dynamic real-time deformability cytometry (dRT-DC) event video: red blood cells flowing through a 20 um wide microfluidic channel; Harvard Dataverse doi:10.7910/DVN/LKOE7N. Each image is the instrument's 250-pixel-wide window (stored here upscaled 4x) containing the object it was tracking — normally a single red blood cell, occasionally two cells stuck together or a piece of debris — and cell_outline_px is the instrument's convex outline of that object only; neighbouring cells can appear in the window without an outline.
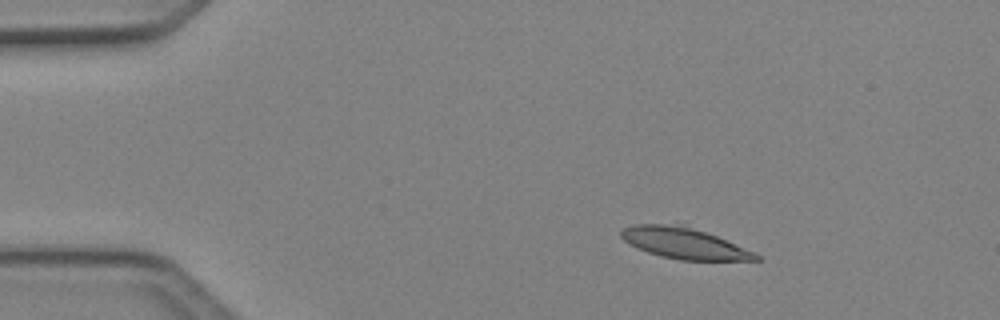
{"species": "Egyptian fruit bat (a non-hibernating species)", "species_latin": "Rousettus aegyptiacus", "temperature_condition": "cold", "stored_images_in_passage": 42, "camera_frame_rate_fps": 3000, "um_per_image_px": 0.085, "animal": {"sex": "female"}, "frame": {"image": 1, "passage_image": 1, "time_ms": 0.0, "image_size_px": [1000, 320], "cell_outline_px": [[760, 260], [680, 260], [660, 256], [648, 252], [624, 240], [620, 236], [620, 232], [624, 228], [632, 224], [676, 220], [756, 252], [760, 256]], "centroid_in_image_um": [58.12, 20.61], "position_along_channel_um": 26.9, "area_um2": 25.09}}
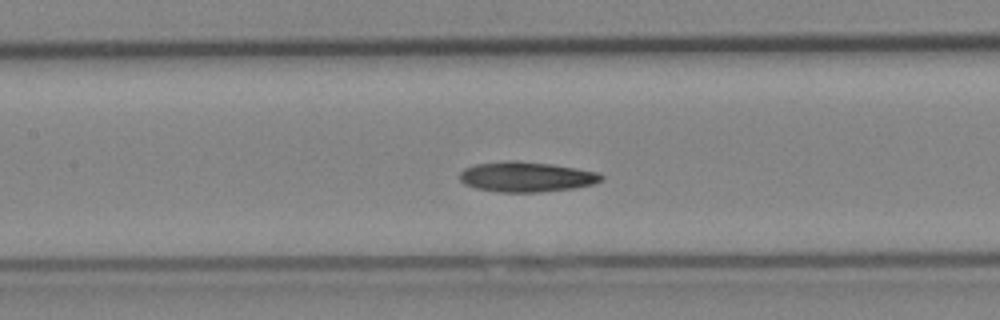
{"frame": {"image": 2, "passage_image": 16, "time_ms": 5.0, "image_size_px": [1000, 320], "cell_outline_px": [[604, 180], [592, 184], [572, 188], [540, 192], [496, 192], [476, 188], [464, 184], [460, 180], [460, 172], [464, 168], [476, 164], [512, 160], [516, 160], [552, 164], [600, 172], [604, 176]], "centroid_in_image_um": [44.75, 15.03], "position_along_channel_um": 162.7, "area_um2": 24.97}}
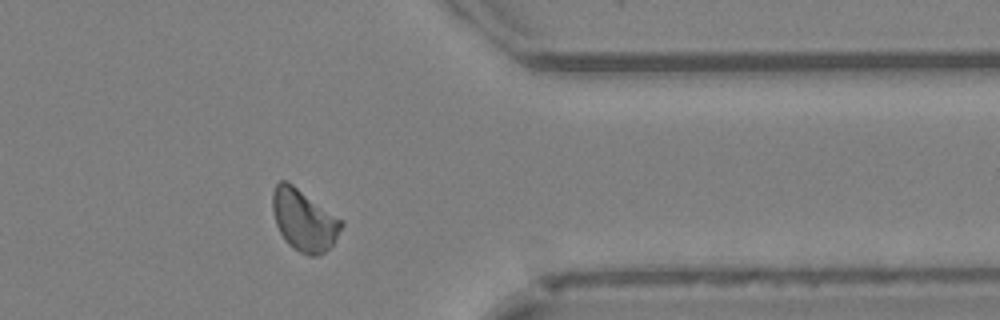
{"frame": {"image": 3, "passage_image": 33, "time_ms": 10.667, "image_size_px": [1000, 320], "cell_outline_px": [[344, 224], [332, 244], [324, 252], [316, 256], [308, 256], [292, 248], [284, 240], [276, 224], [272, 208], [272, 192], [276, 184], [280, 180], [284, 180], [292, 184], [344, 220]], "centroid_in_image_um": [25.83, 18.71], "position_along_channel_um": 385.6, "area_um2": 24.68}}